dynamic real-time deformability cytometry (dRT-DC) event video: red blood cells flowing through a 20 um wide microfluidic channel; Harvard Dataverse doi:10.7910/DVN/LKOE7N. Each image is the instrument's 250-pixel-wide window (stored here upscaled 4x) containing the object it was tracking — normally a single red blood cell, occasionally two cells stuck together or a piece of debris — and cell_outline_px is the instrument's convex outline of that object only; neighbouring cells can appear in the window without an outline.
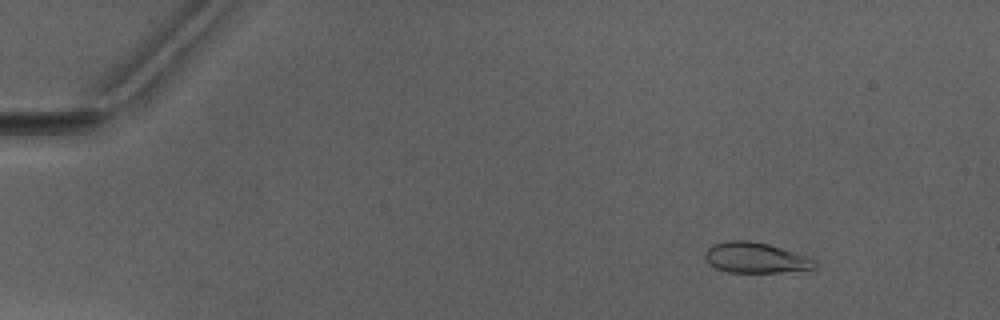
{"species": "Egyptian fruit bat (a non-hibernating species)", "species_latin": "Rousettus aegyptiacus", "temperature_condition": "warm", "stored_images_in_passage": 6, "camera_frame_rate_fps": 3000, "um_per_image_px": 0.085, "animal": {"sex": "male"}, "frame": {"image": 1, "passage_image": 2, "time_ms": 1.0, "image_size_px": [1000, 320], "cell_outline_px": [[816, 268], [780, 272], [728, 272], [716, 268], [704, 260], [704, 252], [712, 244], [724, 240], [748, 240], [768, 244], [808, 256], [816, 260]], "centroid_in_image_um": [64.19, 21.9], "position_along_channel_um": 20.8, "area_um2": 19.65}}
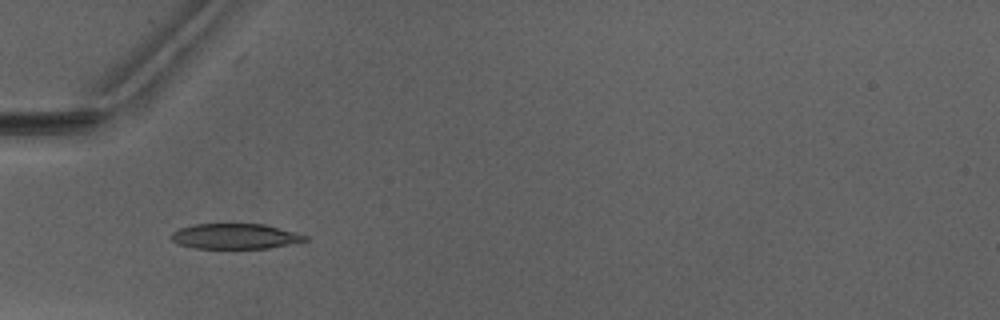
{"frame": {"image": 2, "passage_image": 4, "time_ms": 4.667, "image_size_px": [1000, 320], "cell_outline_px": [[308, 240], [268, 248], [192, 248], [176, 244], [168, 236], [172, 232], [180, 228], [192, 224], [264, 224], [280, 228], [308, 236]], "centroid_in_image_um": [19.91, 20.08], "position_along_channel_um": 65.1, "area_um2": 19.77}}
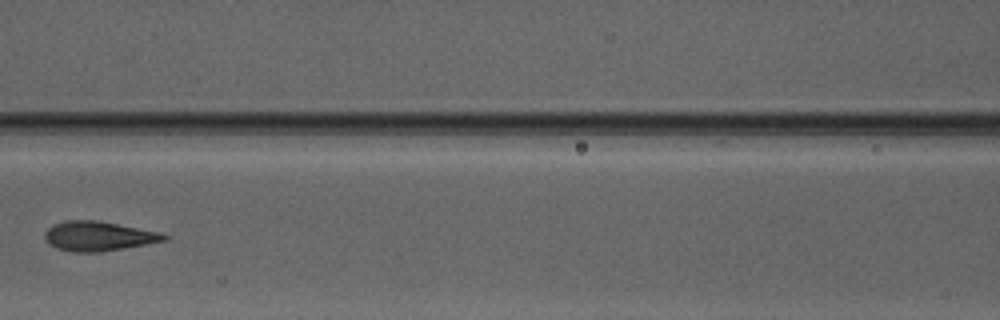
{"frame": {"image": 3, "passage_image": 6, "time_ms": 7.0, "image_size_px": [1000, 320], "cell_outline_px": [[168, 240], [100, 252], [76, 252], [56, 248], [48, 244], [44, 240], [44, 232], [52, 224], [64, 220], [96, 220], [160, 232], [168, 236]], "centroid_in_image_um": [8.31, 20.07], "position_along_channel_um": 158.3, "area_um2": 20.58}}